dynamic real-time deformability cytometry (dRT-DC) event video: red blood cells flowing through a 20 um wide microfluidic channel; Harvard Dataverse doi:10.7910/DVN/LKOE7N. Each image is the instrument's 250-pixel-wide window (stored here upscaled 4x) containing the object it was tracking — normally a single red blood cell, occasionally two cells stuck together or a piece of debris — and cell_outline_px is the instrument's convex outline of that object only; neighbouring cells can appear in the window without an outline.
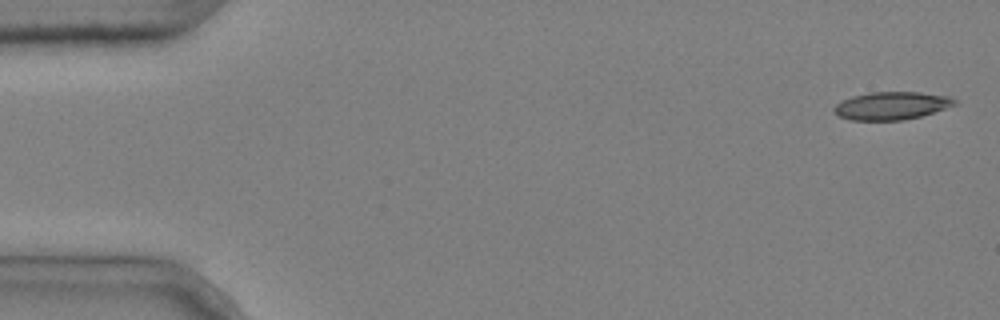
{"species": "common noctule bat (a hibernating species)", "species_latin": "Nyctalus noctula", "temperature_condition": "cold", "stored_images_in_passage": 5, "camera_frame_rate_fps": 3000, "um_per_image_px": 0.085, "animal": {"sex": "male", "body_mass_g": 20.4}, "frame": {"image": 1, "passage_image": 1, "time_ms": 0.0, "image_size_px": [1000, 320], "cell_outline_px": [[960, 104], [920, 116], [904, 120], [852, 120], [840, 116], [832, 112], [832, 108], [840, 100], [852, 96], [872, 92], [920, 92], [952, 96]], "centroid_in_image_um": [75.8, 8.98], "position_along_channel_um": 9.2, "area_um2": 19.83}}
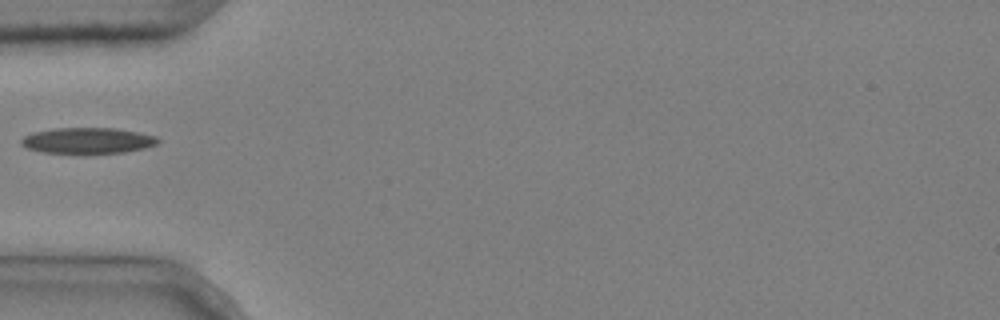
{"frame": {"image": 2, "passage_image": 5, "time_ms": 1.333, "image_size_px": [1000, 320], "cell_outline_px": [[160, 140], [156, 144], [144, 148], [124, 152], [84, 156], [44, 152], [28, 148], [20, 144], [20, 140], [24, 136], [32, 132], [52, 128], [116, 128], [156, 136]], "centroid_in_image_um": [7.41, 11.98], "position_along_channel_um": 77.6, "area_um2": 21.39}}